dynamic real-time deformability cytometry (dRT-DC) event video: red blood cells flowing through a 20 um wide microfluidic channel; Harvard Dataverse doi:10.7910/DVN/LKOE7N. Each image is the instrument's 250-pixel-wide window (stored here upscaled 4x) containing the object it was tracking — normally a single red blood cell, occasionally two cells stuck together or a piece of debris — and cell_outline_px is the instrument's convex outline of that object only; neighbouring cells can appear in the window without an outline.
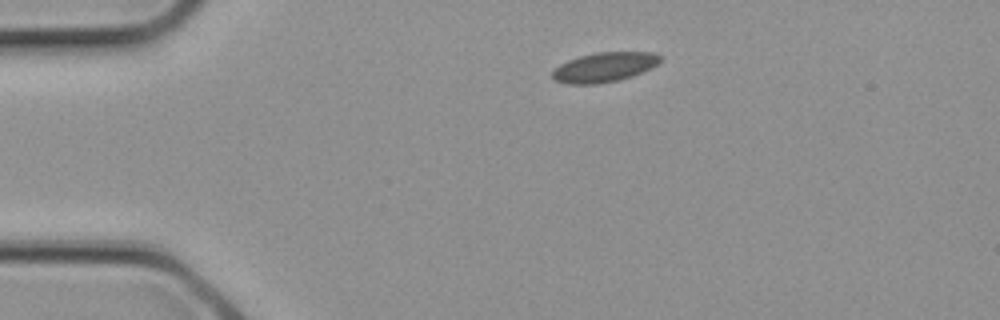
{"species": "common noctule bat (a hibernating species)", "species_latin": "Nyctalus noctula", "temperature_condition": "cold", "stored_images_in_passage": 2, "camera_frame_rate_fps": 3000, "um_per_image_px": 0.085, "animal": {"sex": "female", "body_mass_g": 21.9}, "frame": {"image": 1, "passage_image": 1, "time_ms": 0.0, "image_size_px": [1000, 320], "cell_outline_px": [[660, 60], [652, 68], [632, 76], [620, 80], [596, 84], [568, 84], [552, 80], [552, 72], [560, 64], [568, 60], [580, 56], [596, 52], [652, 52], [660, 56]], "centroid_in_image_um": [51.34, 5.72], "position_along_channel_um": 33.7, "area_um2": 18.61}}